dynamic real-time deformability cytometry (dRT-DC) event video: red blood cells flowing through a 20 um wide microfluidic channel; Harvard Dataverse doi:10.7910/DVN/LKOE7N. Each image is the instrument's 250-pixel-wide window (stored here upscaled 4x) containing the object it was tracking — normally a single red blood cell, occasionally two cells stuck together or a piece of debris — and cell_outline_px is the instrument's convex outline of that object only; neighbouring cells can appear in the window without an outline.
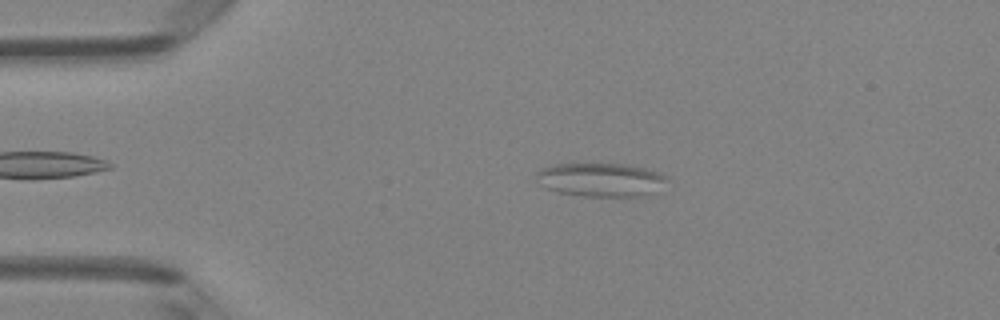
{"species": "Egyptian fruit bat (a non-hibernating species)", "species_latin": "Rousettus aegyptiacus", "temperature_condition": "room temperature", "stored_images_in_passage": 33, "camera_frame_rate_fps": 3000, "um_per_image_px": 0.085, "animal": {"sex": "female"}, "frame": {"image": 1, "passage_image": 1, "time_ms": 0.0, "image_size_px": [1000, 320], "cell_outline_px": [[668, 180], [652, 192], [644, 196], [584, 196], [560, 192], [548, 188], [540, 184], [536, 180], [536, 172], [544, 168], [556, 164], [628, 164], [660, 172], [668, 176]], "centroid_in_image_um": [51.08, 15.27], "position_along_channel_um": 33.9, "area_um2": 25.37}}
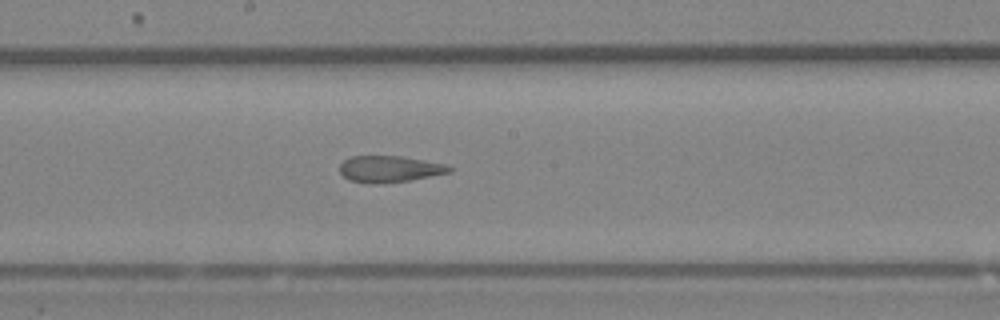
{"frame": {"image": 2, "passage_image": 17, "time_ms": 5.333, "image_size_px": [1000, 320], "cell_outline_px": [[452, 172], [408, 180], [380, 184], [372, 184], [348, 180], [340, 172], [340, 164], [344, 160], [352, 156], [400, 156], [424, 160], [444, 164], [452, 168]], "centroid_in_image_um": [33.08, 14.37], "position_along_channel_um": 215.1, "area_um2": 16.82}}
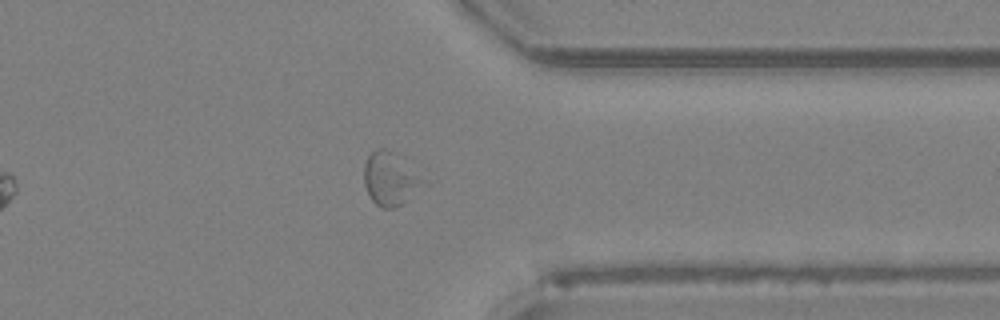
{"frame": {"image": 3, "passage_image": 29, "time_ms": 9.333, "image_size_px": [1000, 320], "cell_outline_px": [[420, 184], [408, 200], [396, 208], [380, 208], [372, 200], [364, 184], [364, 164], [368, 156], [376, 148], [384, 148], [392, 152], [420, 180]], "centroid_in_image_um": [33.03, 15.24], "position_along_channel_um": 378.4, "area_um2": 17.05}, "authors_computed_cell_mechanics": {"area_um2": 18.0336, "velocity_mm_per_s": 4.186, "shape_relaxation_time_tau1_ms": null, "shape_relaxation_time_tau2_ms": 1.743, "deformation_change_tau1": null, "deformation_change_tau2": 0.0868}}